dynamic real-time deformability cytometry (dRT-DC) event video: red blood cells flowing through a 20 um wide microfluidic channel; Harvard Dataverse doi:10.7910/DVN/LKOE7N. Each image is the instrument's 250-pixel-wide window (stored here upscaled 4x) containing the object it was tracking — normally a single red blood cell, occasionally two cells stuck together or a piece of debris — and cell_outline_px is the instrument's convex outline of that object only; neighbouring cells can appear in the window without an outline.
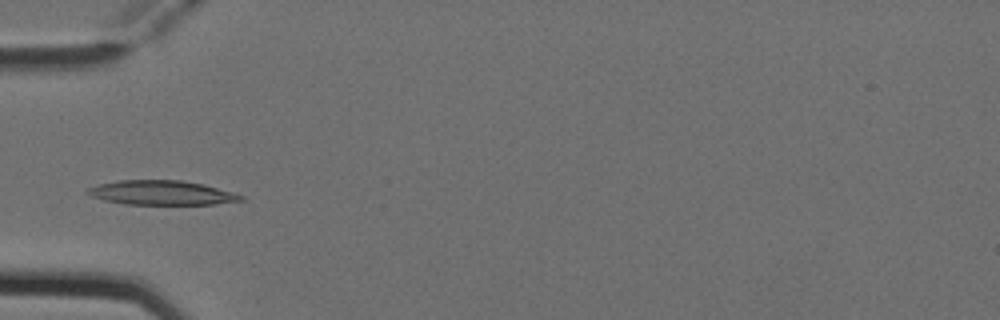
{"species": "Egyptian fruit bat (a non-hibernating species)", "species_latin": "Rousettus aegyptiacus", "temperature_condition": "cold", "stored_images_in_passage": 5, "camera_frame_rate_fps": 3000, "um_per_image_px": 0.085, "animal": {"sex": "female"}, "frame": {"image": 1, "passage_image": 4, "time_ms": 1.0, "image_size_px": [1000, 320], "cell_outline_px": [[244, 200], [216, 204], [124, 204], [104, 200], [92, 196], [84, 192], [88, 188], [96, 184], [120, 180], [180, 180], [204, 184], [244, 196]], "centroid_in_image_um": [13.7, 16.38], "position_along_channel_um": 71.3, "area_um2": 21.73}}
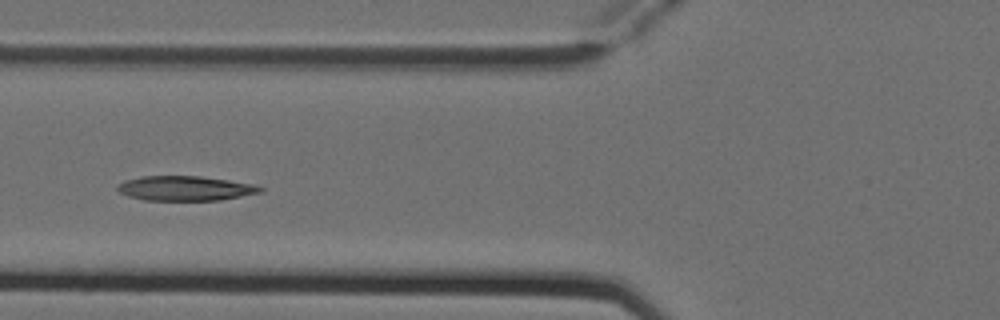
{"frame": {"image": 2, "passage_image": 5, "time_ms": 1.333, "image_size_px": [1000, 320], "cell_outline_px": [[264, 192], [220, 200], [144, 200], [128, 196], [120, 192], [116, 188], [116, 184], [124, 180], [140, 176], [200, 176], [256, 184], [264, 188]], "centroid_in_image_um": [15.75, 16.0], "position_along_channel_um": 110.0, "area_um2": 20.75}}